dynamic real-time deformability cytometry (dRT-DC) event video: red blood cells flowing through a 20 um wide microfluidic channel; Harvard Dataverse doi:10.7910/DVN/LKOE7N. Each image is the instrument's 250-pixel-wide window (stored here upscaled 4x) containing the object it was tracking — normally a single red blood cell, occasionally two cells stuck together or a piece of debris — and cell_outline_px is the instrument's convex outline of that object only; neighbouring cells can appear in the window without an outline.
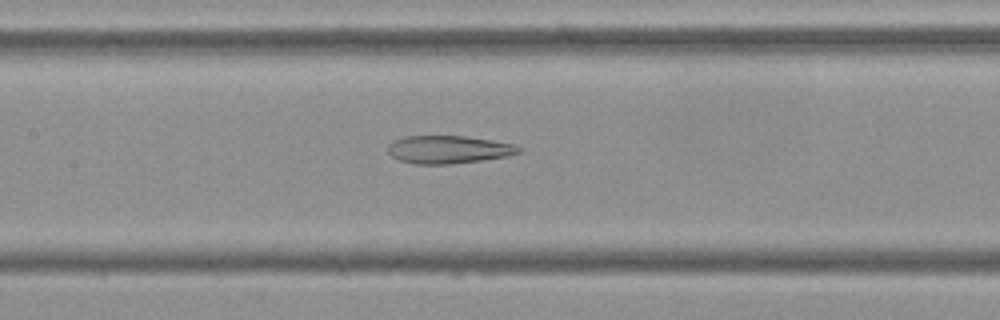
{"species": "Egyptian fruit bat (a non-hibernating species)", "species_latin": "Rousettus aegyptiacus", "temperature_condition": "cold", "stored_images_in_passage": 54, "camera_frame_rate_fps": 3000, "um_per_image_px": 0.085, "frame": {"image": 1, "passage_image": 25, "time_ms": 8.0, "image_size_px": [1000, 320], "cell_outline_px": [[524, 148], [520, 152], [508, 156], [480, 160], [448, 164], [412, 164], [400, 160], [392, 156], [388, 152], [388, 144], [392, 140], [404, 136], [464, 136], [492, 140], [512, 144]], "centroid_in_image_um": [38.1, 12.7], "position_along_channel_um": 169.3, "area_um2": 21.27}}
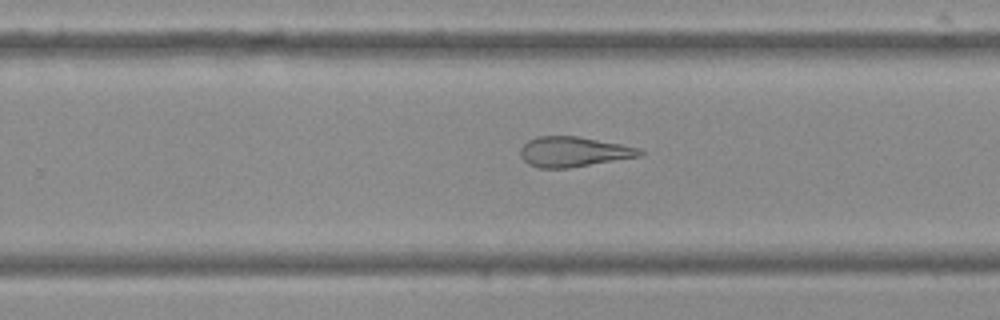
{"frame": {"image": 2, "passage_image": 34, "time_ms": 11.0, "image_size_px": [1000, 320], "cell_outline_px": [[644, 152], [640, 156], [568, 168], [540, 168], [528, 164], [520, 156], [520, 148], [528, 140], [540, 136], [576, 136], [620, 144], [640, 148]], "centroid_in_image_um": [48.72, 12.9], "position_along_channel_um": 281.1, "area_um2": 20.75}}
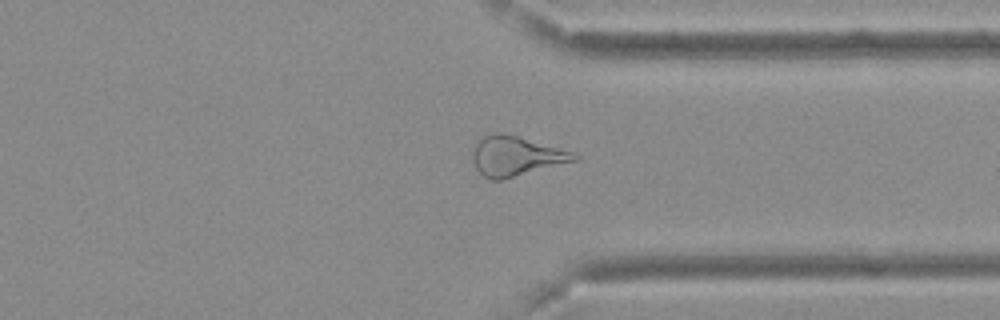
{"frame": {"image": 3, "passage_image": 41, "time_ms": 13.333, "image_size_px": [1000, 320], "cell_outline_px": [[580, 156], [576, 160], [500, 180], [488, 180], [476, 168], [472, 156], [472, 148], [476, 140], [484, 136], [496, 132], [500, 132], [516, 136], [560, 148], [572, 152]], "centroid_in_image_um": [43.79, 13.26], "position_along_channel_um": 367.6, "area_um2": 23.18}, "authors_computed_cell_mechanics": {"area_um2": 25.6343, "velocity_mm_per_s": 3.7303, "shape_relaxation_time_tau1_ms": null, "shape_relaxation_time_tau2_ms": 4.2207, "deformation_change_tau1": null, "deformation_change_tau2": 0.1543}}